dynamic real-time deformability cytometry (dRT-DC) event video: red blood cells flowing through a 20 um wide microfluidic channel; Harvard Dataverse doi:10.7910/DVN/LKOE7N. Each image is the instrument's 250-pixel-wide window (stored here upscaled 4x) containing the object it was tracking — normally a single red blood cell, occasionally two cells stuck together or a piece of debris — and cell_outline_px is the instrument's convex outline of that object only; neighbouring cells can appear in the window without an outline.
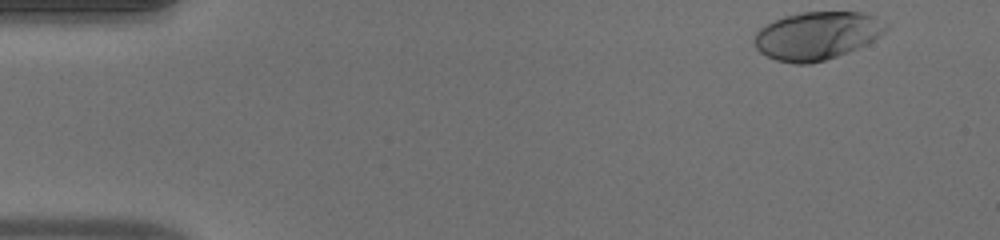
{"species": "human", "species_latin": "Homo sapiens", "temperature_condition": "warm", "stored_images_in_passage": 41, "camera_frame_rate_fps": 3000, "um_per_image_px": 0.085, "donor": {"sex": "male"}, "frame": {"image": 1, "passage_image": 1, "time_ms": 0.0, "image_size_px": [1000, 240], "cell_outline_px": [[888, 28], [884, 32], [872, 40], [848, 52], [824, 60], [808, 64], [796, 64], [776, 60], [760, 52], [756, 48], [752, 40], [756, 32], [760, 28], [784, 16], [800, 12], [864, 12], [888, 24]], "centroid_in_image_um": [69.41, 3.03], "position_along_channel_um": 15.6, "area_um2": 36.53}}
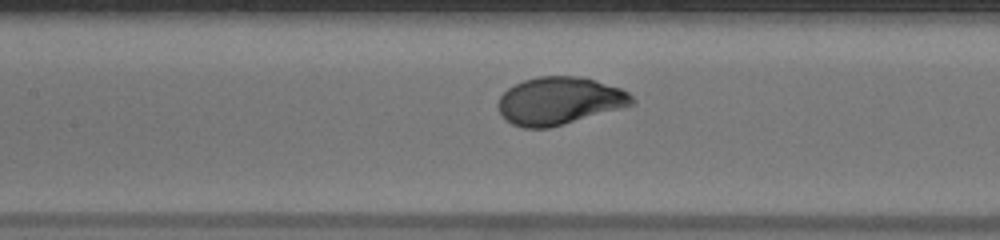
{"frame": {"image": 2, "passage_image": 21, "time_ms": 6.667, "image_size_px": [1000, 240], "cell_outline_px": [[636, 100], [632, 104], [564, 124], [548, 128], [524, 128], [512, 124], [504, 120], [496, 104], [500, 96], [508, 88], [524, 80], [536, 76], [580, 76], [596, 80], [620, 88], [628, 92]], "centroid_in_image_um": [47.5, 8.56], "position_along_channel_um": 159.9, "area_um2": 36.99}}
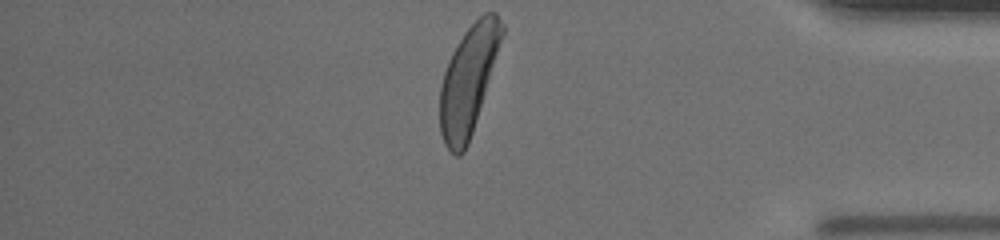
{"frame": {"image": 3, "passage_image": 41, "time_ms": 13.333, "image_size_px": [1000, 240], "cell_outline_px": [[504, 32], [472, 132], [468, 144], [464, 152], [460, 156], [456, 156], [444, 144], [440, 132], [440, 84], [448, 60], [456, 44], [464, 32], [484, 12], [496, 12], [504, 24]], "centroid_in_image_um": [39.79, 6.8], "position_along_channel_um": 395.4, "area_um2": 38.55}, "authors_computed_cell_mechanics": {"area_um2": 36.4718, "velocity_mm_per_s": 3.9579, "shape_relaxation_time_tau1_ms": 2.3077, "shape_relaxation_time_tau2_ms": null, "deformation_change_tau1": 0.1701, "deformation_change_tau2": null}}